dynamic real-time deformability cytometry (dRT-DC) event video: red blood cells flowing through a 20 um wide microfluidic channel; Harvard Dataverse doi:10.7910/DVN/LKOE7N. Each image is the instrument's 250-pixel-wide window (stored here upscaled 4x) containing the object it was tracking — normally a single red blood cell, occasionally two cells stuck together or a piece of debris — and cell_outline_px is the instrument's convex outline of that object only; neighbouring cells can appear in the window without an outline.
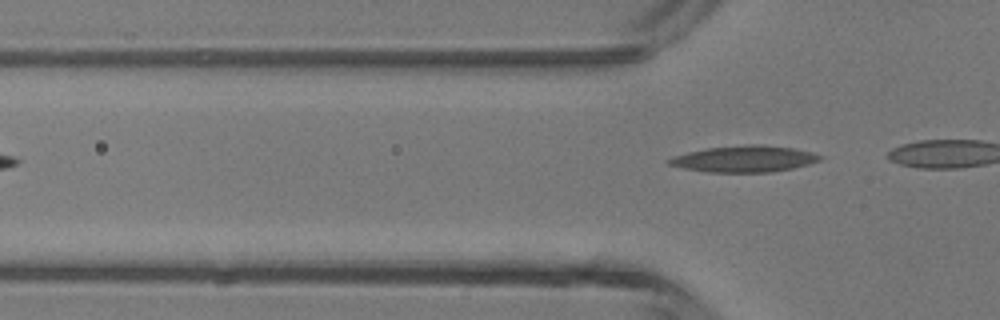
{"species": "common noctule bat (a hibernating species)", "species_latin": "Nyctalus noctula", "temperature_condition": "room temperature", "stored_images_in_passage": 4, "camera_frame_rate_fps": 3000, "um_per_image_px": 0.085, "animal": {"sex": "male", "body_mass_g": 13.3}, "frame": {"image": 1, "passage_image": 4, "time_ms": 1.0, "image_size_px": [1000, 320], "cell_outline_px": [[824, 156], [820, 160], [808, 164], [792, 168], [772, 172], [708, 172], [684, 168], [668, 164], [664, 160], [672, 156], [688, 152], [708, 148], [748, 144], [760, 144], [792, 148], [812, 152]], "centroid_in_image_um": [63.25, 13.5], "position_along_channel_um": 62.6, "area_um2": 23.18}}